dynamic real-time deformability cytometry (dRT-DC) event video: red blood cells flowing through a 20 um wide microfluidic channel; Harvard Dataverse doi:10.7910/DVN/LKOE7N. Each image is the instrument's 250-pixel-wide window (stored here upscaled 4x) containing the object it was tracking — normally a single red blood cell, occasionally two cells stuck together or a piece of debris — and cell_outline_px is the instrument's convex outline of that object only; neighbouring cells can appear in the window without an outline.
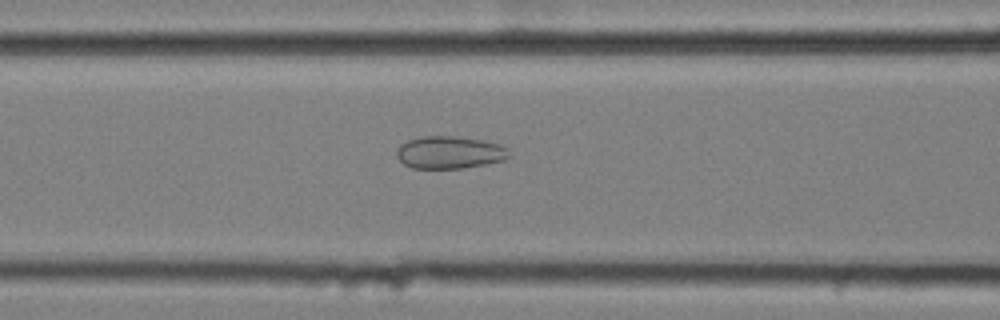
{"species": "common noctule bat (a hibernating species)", "species_latin": "Nyctalus noctula", "temperature_condition": "cold", "stored_images_in_passage": 53, "camera_frame_rate_fps": 3000, "um_per_image_px": 0.085, "animal": {"sex": "female", "body_mass_g": 25.1}, "frame": {"image": 1, "passage_image": 19, "time_ms": 6.0, "image_size_px": [1000, 320], "cell_outline_px": [[512, 156], [504, 160], [464, 168], [412, 168], [404, 164], [396, 156], [396, 148], [400, 144], [408, 140], [424, 136], [456, 136], [484, 140], [500, 144], [508, 148]], "centroid_in_image_um": [38.23, 12.95], "position_along_channel_um": 128.4, "area_um2": 21.5}}
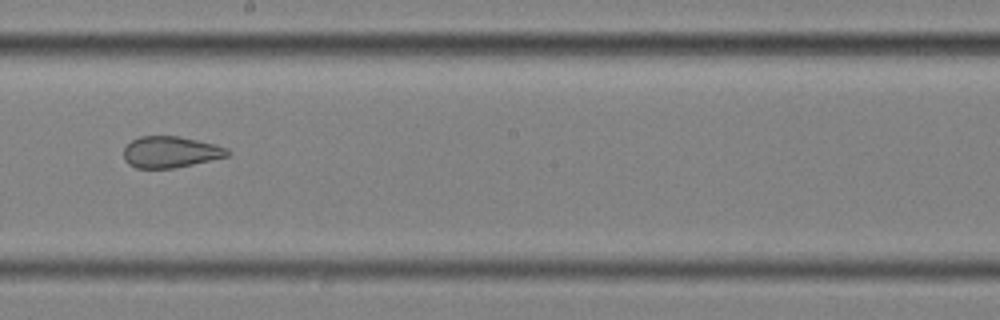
{"frame": {"image": 2, "passage_image": 28, "time_ms": 9.0, "image_size_px": [1000, 320], "cell_outline_px": [[232, 152], [228, 156], [192, 164], [172, 168], [136, 168], [128, 164], [124, 160], [124, 148], [132, 140], [140, 136], [180, 136], [216, 144], [228, 148]], "centroid_in_image_um": [14.51, 12.91], "position_along_channel_um": 233.7, "area_um2": 19.02}}
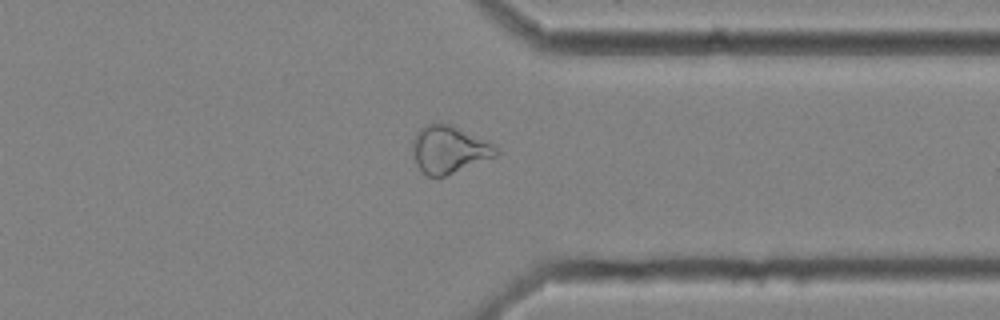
{"frame": {"image": 3, "passage_image": 40, "time_ms": 13.0, "image_size_px": [1000, 320], "cell_outline_px": [[500, 152], [496, 156], [444, 176], [428, 176], [416, 164], [412, 148], [412, 140], [416, 132], [420, 128], [428, 124], [440, 120], [452, 124], [488, 140]], "centroid_in_image_um": [38.16, 12.65], "position_along_channel_um": 373.2, "area_um2": 23.29}, "authors_computed_cell_mechanics": {"area_um2": 24.4494, "velocity_mm_per_s": 3.5207, "shape_relaxation_time_tau1_ms": null, "shape_relaxation_time_tau2_ms": 1.8296, "deformation_change_tau1": null, "deformation_change_tau2": 0.0854}}